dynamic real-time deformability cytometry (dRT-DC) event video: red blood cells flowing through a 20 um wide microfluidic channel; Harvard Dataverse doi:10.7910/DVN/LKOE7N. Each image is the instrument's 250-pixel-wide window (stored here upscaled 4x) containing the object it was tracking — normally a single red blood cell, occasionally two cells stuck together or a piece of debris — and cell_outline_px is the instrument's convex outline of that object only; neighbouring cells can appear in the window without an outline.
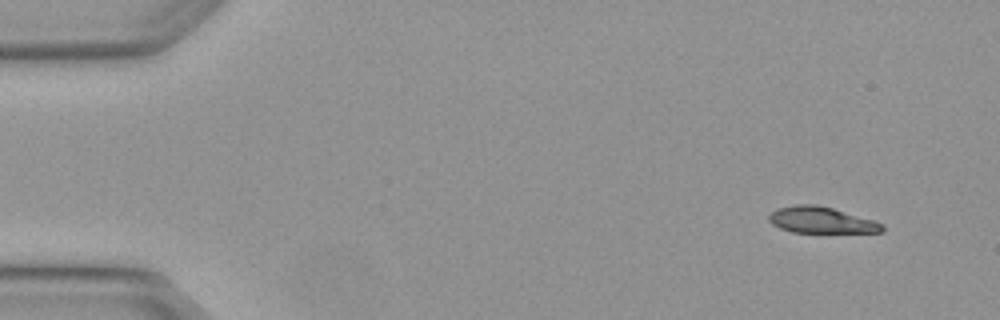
{"species": "Egyptian fruit bat (a non-hibernating species)", "species_latin": "Rousettus aegyptiacus", "temperature_condition": "warm", "stored_images_in_passage": 4, "camera_frame_rate_fps": 3000, "um_per_image_px": 0.085, "animal": {"sex": "female"}, "frame": {"image": 1, "passage_image": 1, "time_ms": 0.0, "image_size_px": [1000, 320], "cell_outline_px": [[884, 232], [792, 232], [780, 228], [772, 224], [768, 220], [768, 216], [776, 208], [796, 204], [816, 204], [832, 208], [872, 220], [884, 224]], "centroid_in_image_um": [69.77, 18.7], "position_along_channel_um": 15.2, "area_um2": 17.22}}
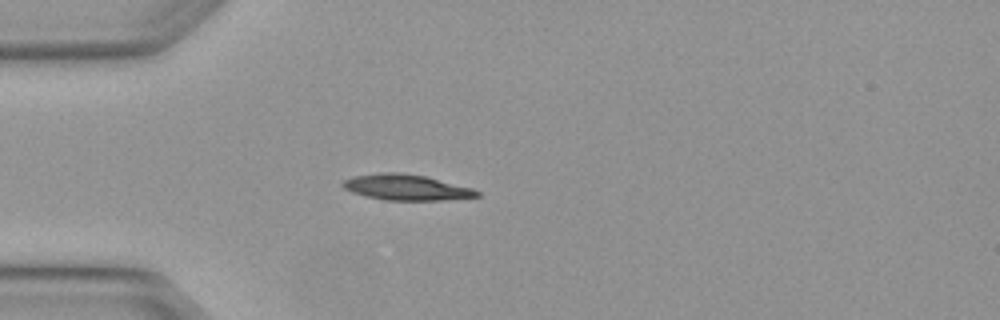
{"frame": {"image": 2, "passage_image": 4, "time_ms": 1.0, "image_size_px": [1000, 320], "cell_outline_px": [[480, 196], [440, 200], [384, 200], [364, 196], [352, 192], [344, 188], [340, 184], [344, 180], [352, 176], [380, 172], [400, 172], [424, 176], [472, 188], [480, 192]], "centroid_in_image_um": [34.47, 15.92], "position_along_channel_um": 50.5, "area_um2": 20.06}}